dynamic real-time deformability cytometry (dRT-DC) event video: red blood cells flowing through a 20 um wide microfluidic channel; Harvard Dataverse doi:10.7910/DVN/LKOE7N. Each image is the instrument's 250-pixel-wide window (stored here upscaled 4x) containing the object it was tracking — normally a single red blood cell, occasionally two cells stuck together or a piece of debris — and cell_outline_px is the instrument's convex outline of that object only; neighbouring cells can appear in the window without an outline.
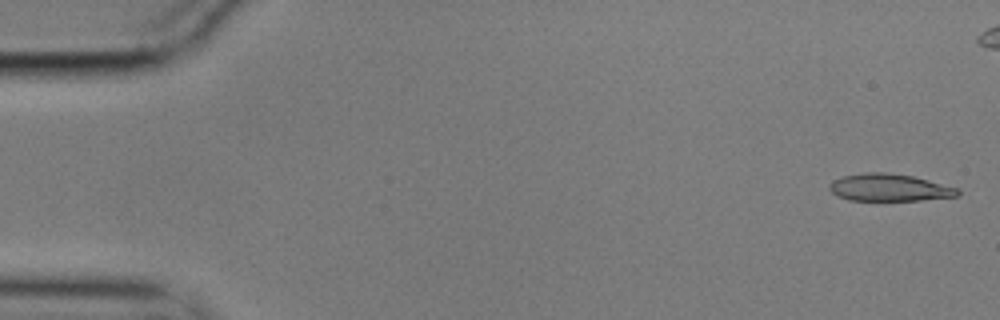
{"species": "common noctule bat (a hibernating species)", "species_latin": "Nyctalus noctula", "temperature_condition": "cold", "stored_images_in_passage": 10, "camera_frame_rate_fps": 3000, "um_per_image_px": 0.085, "animal": {"sex": "male", "body_mass_g": 17.9}, "frame": {"image": 1, "passage_image": 2, "time_ms": 0.333, "image_size_px": [1000, 320], "cell_outline_px": [[960, 192], [956, 196], [920, 200], [848, 200], [836, 196], [828, 188], [828, 184], [832, 180], [844, 176], [868, 172], [884, 172], [912, 176], [960, 188]], "centroid_in_image_um": [75.56, 15.94], "position_along_channel_um": 9.4, "area_um2": 20.35}}